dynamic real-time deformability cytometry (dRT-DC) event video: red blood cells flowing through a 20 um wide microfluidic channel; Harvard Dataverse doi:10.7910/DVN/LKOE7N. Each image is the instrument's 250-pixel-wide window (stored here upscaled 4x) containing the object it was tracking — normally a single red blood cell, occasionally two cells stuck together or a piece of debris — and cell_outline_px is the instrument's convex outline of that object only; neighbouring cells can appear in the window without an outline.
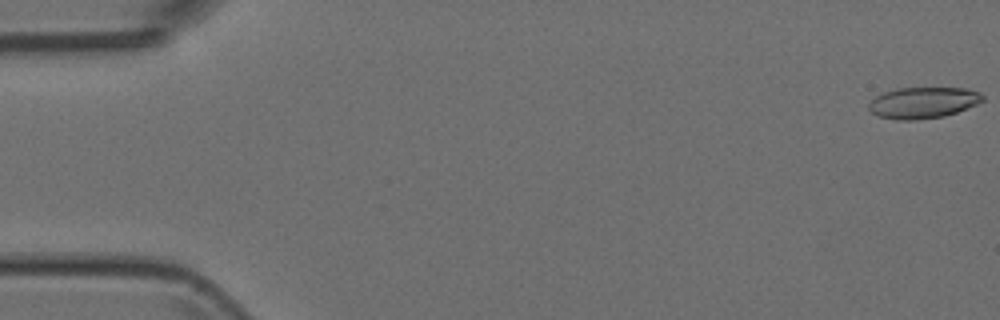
{"species": "Egyptian fruit bat (a non-hibernating species)", "species_latin": "Rousettus aegyptiacus", "temperature_condition": "room temperature", "stored_images_in_passage": 51, "camera_frame_rate_fps": 3000, "um_per_image_px": 0.085, "animal": {"sex": "female"}, "frame": {"image": 1, "passage_image": 1, "time_ms": 0.0, "image_size_px": [1000, 320], "cell_outline_px": [[984, 100], [976, 104], [956, 112], [944, 116], [916, 120], [896, 120], [880, 116], [872, 112], [868, 108], [868, 104], [876, 96], [884, 92], [896, 88], [968, 88], [980, 92], [984, 96]], "centroid_in_image_um": [78.47, 8.72], "position_along_channel_um": 6.5, "area_um2": 20.69}}
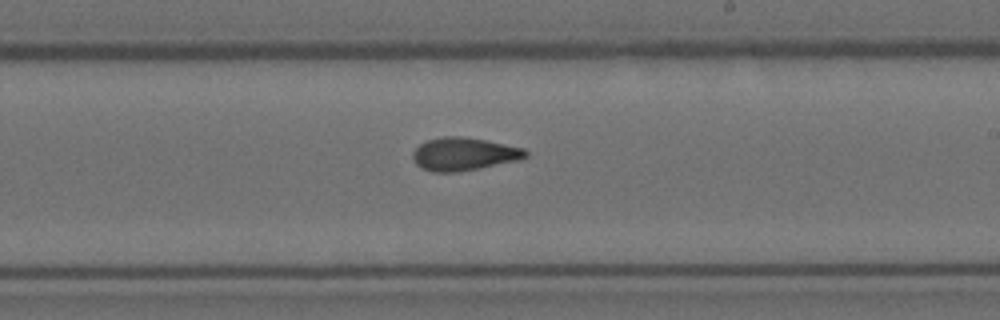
{"frame": {"image": 2, "passage_image": 30, "time_ms": 9.667, "image_size_px": [1000, 320], "cell_outline_px": [[528, 156], [520, 160], [460, 172], [432, 172], [420, 168], [416, 164], [412, 156], [412, 152], [420, 144], [428, 140], [444, 136], [460, 136], [484, 140], [524, 148], [528, 152]], "centroid_in_image_um": [39.43, 13.11], "position_along_channel_um": 249.6, "area_um2": 21.73}}
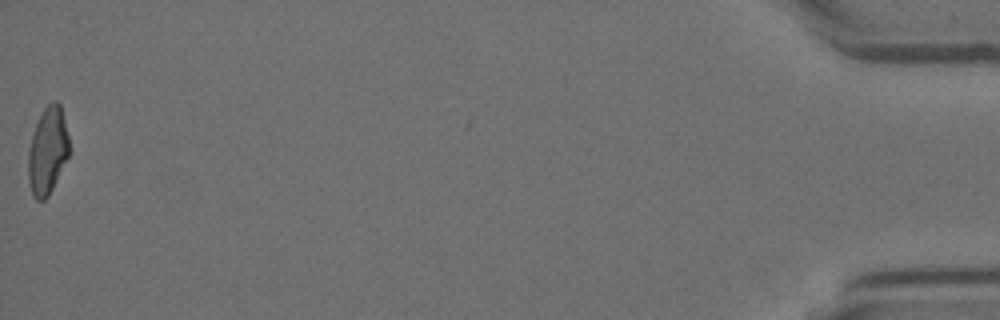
{"frame": {"image": 3, "passage_image": 51, "time_ms": 16.667, "image_size_px": [1000, 320], "cell_outline_px": [[68, 156], [48, 196], [44, 200], [36, 200], [32, 196], [28, 180], [28, 152], [32, 136], [36, 124], [44, 108], [52, 100], [56, 100], [60, 104], [68, 136]], "centroid_in_image_um": [4.02, 12.83], "position_along_channel_um": 431.2, "area_um2": 20.46}}